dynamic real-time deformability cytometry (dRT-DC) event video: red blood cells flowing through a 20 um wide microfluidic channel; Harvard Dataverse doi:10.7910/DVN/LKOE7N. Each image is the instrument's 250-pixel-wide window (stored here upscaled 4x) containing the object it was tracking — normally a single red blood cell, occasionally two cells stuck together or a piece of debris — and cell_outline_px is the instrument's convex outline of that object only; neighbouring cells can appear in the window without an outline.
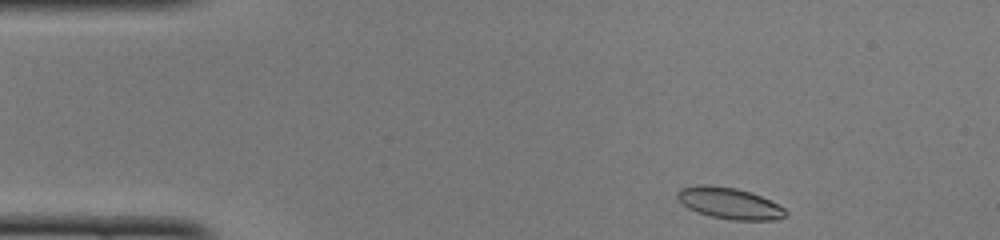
{"species": "common noctule bat (a hibernating species)", "species_latin": "Nyctalus noctula", "temperature_condition": "cold", "stored_images_in_passage": 44, "camera_frame_rate_fps": 3000, "um_per_image_px": 0.085, "animal": {"sex": "female", "body_mass_g": 22.0, "forearm_length_mm": 56.7}, "frame": {"image": 1, "passage_image": 1, "time_ms": 0.0, "image_size_px": [1000, 240], "cell_outline_px": [[788, 212], [784, 216], [772, 220], [732, 220], [712, 216], [696, 212], [688, 208], [676, 196], [676, 192], [680, 188], [736, 188], [760, 196], [784, 208]], "centroid_in_image_um": [62.05, 17.34], "position_along_channel_um": 23.0, "area_um2": 18.61}}
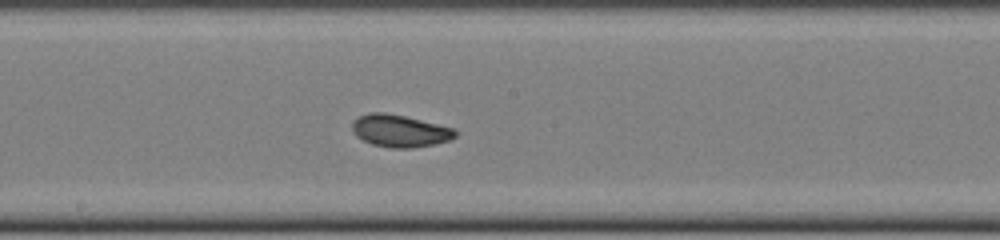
{"frame": {"image": 2, "passage_image": 21, "time_ms": 6.667, "image_size_px": [1000, 240], "cell_outline_px": [[456, 136], [448, 140], [432, 144], [412, 148], [388, 148], [372, 144], [356, 136], [352, 132], [352, 124], [360, 116], [372, 112], [384, 112], [404, 116], [452, 128], [456, 132]], "centroid_in_image_um": [33.94, 11.13], "position_along_channel_um": 214.3, "area_um2": 19.02}}
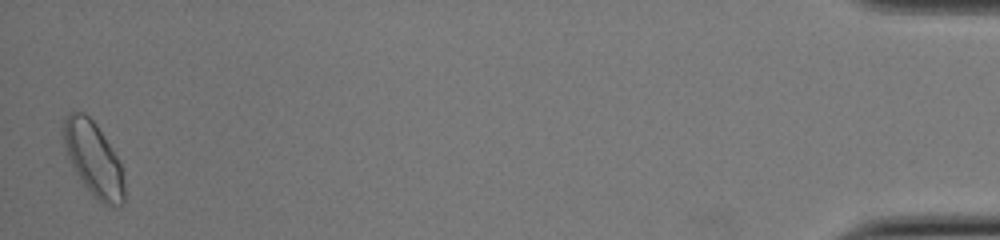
{"frame": {"image": 3, "passage_image": 44, "time_ms": 14.333, "image_size_px": [1000, 240], "cell_outline_px": [[124, 204], [112, 208], [108, 208], [84, 184], [76, 172], [68, 156], [60, 132], [64, 120], [68, 112], [84, 112], [96, 124], [116, 156], [120, 164], [124, 180]], "centroid_in_image_um": [7.93, 13.5], "position_along_channel_um": 427.3, "area_um2": 25.95}, "authors_computed_cell_mechanics": {"area_um2": 19.1318, "velocity_mm_per_s": 3.9568, "shape_relaxation_time_tau1_ms": 4.1759, "shape_relaxation_time_tau2_ms": 1.1609, "deformation_change_tau1": 0.1173, "deformation_change_tau2": 0.0608}}